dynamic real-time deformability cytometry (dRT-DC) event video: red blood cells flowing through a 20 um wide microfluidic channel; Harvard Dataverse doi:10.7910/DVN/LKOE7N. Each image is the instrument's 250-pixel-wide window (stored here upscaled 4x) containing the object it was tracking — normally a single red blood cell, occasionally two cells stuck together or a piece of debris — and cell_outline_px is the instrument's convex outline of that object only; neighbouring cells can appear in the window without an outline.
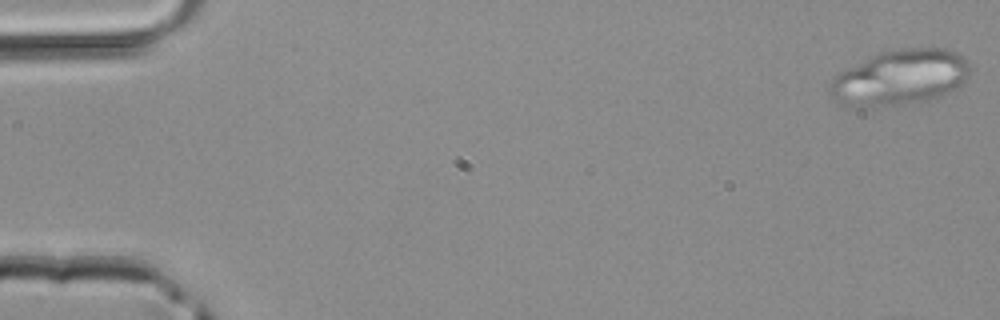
{"species": "common noctule bat (a hibernating species)", "species_latin": "Nyctalus noctula", "temperature_condition": "room temperature", "stored_images_in_passage": 13, "camera_frame_rate_fps": 3000, "um_per_image_px": 0.085, "animal": {"sex": "male", "body_mass_g": 20.4}, "frame": {"image": 1, "passage_image": 1, "time_ms": 0.0, "image_size_px": [1000, 320], "cell_outline_px": [[968, 76], [960, 84], [928, 100], [900, 104], [868, 108], [852, 108], [836, 100], [828, 92], [832, 80], [840, 72], [880, 52], [900, 48], [948, 48], [956, 52], [968, 64]], "centroid_in_image_um": [76.44, 6.59], "position_along_channel_um": 8.6, "area_um2": 44.51}}
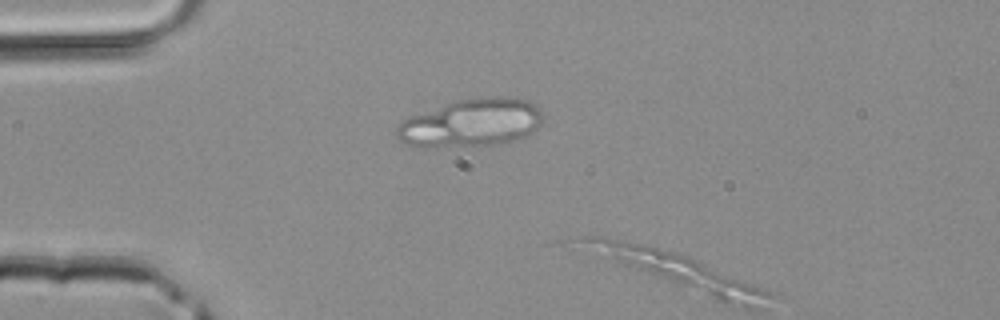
{"frame": {"image": 2, "passage_image": 12, "time_ms": 3.667, "image_size_px": [1000, 320], "cell_outline_px": [[540, 124], [532, 132], [516, 140], [500, 144], [476, 148], [416, 148], [400, 140], [392, 132], [408, 116], [452, 100], [496, 96], [516, 96], [528, 100], [536, 104], [540, 108]], "centroid_in_image_um": [40.0, 10.47], "position_along_channel_um": 45.0, "area_um2": 42.37}}